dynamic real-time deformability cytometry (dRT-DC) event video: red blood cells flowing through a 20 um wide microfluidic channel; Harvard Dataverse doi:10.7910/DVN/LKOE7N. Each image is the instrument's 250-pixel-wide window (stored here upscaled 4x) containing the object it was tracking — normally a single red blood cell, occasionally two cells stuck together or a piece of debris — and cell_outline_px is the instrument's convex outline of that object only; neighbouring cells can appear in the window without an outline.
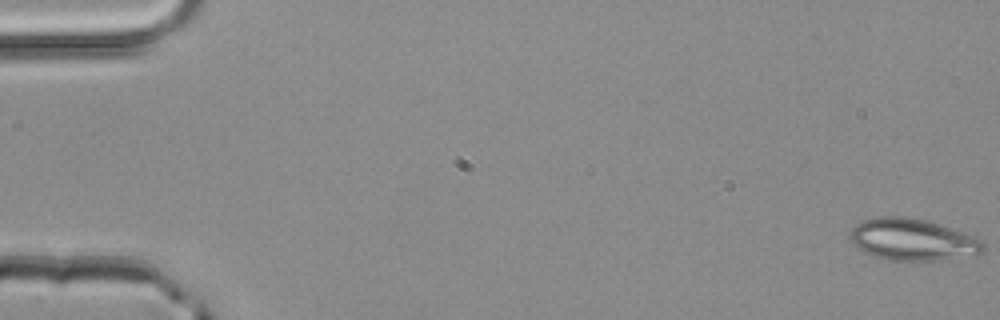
{"species": "common noctule bat (a hibernating species)", "species_latin": "Nyctalus noctula", "temperature_condition": "room temperature", "stored_images_in_passage": 4, "camera_frame_rate_fps": 3000, "um_per_image_px": 0.085, "animal": {"sex": "male", "body_mass_g": 20.4}, "frame": {"image": 1, "passage_image": 1, "time_ms": 0.0, "image_size_px": [1000, 320], "cell_outline_px": [[984, 252], [976, 256], [940, 260], [888, 260], [864, 252], [852, 244], [848, 236], [848, 232], [856, 224], [864, 220], [880, 216], [904, 216], [924, 220], [972, 236], [980, 240], [984, 244]], "centroid_in_image_um": [77.53, 20.38], "position_along_channel_um": 7.5, "area_um2": 32.31}}